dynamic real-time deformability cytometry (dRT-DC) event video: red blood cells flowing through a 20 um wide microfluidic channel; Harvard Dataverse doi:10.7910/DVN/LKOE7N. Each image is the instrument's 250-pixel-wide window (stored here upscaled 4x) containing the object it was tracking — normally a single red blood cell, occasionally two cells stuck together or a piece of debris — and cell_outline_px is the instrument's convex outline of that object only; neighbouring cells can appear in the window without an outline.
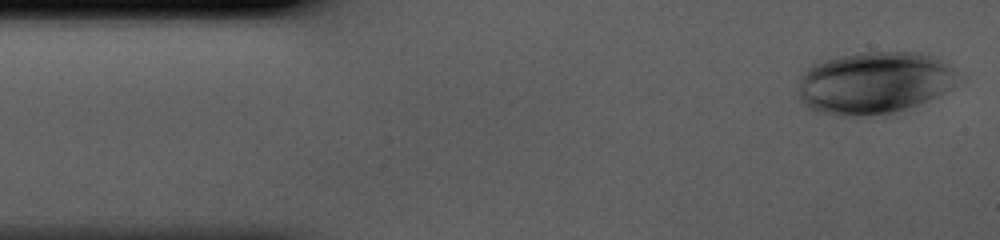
{"species": "human", "species_latin": "Homo sapiens", "temperature_condition": "cold", "stored_images_in_passage": 41, "camera_frame_rate_fps": 3000, "um_per_image_px": 0.085, "donor": {"sex": "male"}, "frame": {"image": 1, "passage_image": 1, "time_ms": 0.0, "image_size_px": [1000, 240], "cell_outline_px": [[964, 80], [952, 88], [928, 100], [892, 112], [856, 116], [832, 116], [816, 112], [808, 108], [800, 100], [800, 76], [812, 64], [824, 60], [860, 52], [916, 52], [940, 60], [948, 64]], "centroid_in_image_um": [74.31, 7.04], "position_along_channel_um": 10.7, "area_um2": 57.8}}
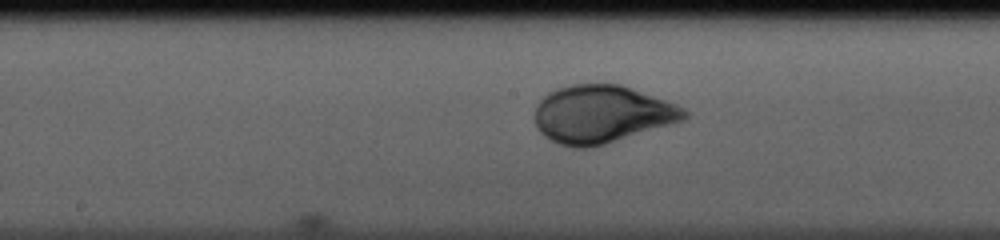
{"frame": {"image": 2, "passage_image": 20, "time_ms": 6.333, "image_size_px": [1000, 240], "cell_outline_px": [[688, 116], [684, 120], [604, 144], [588, 148], [572, 148], [560, 144], [544, 136], [536, 128], [536, 104], [548, 92], [556, 88], [572, 84], [620, 84], [676, 104], [684, 108], [688, 112]], "centroid_in_image_um": [51.13, 9.7], "position_along_channel_um": 197.1, "area_um2": 50.05}}
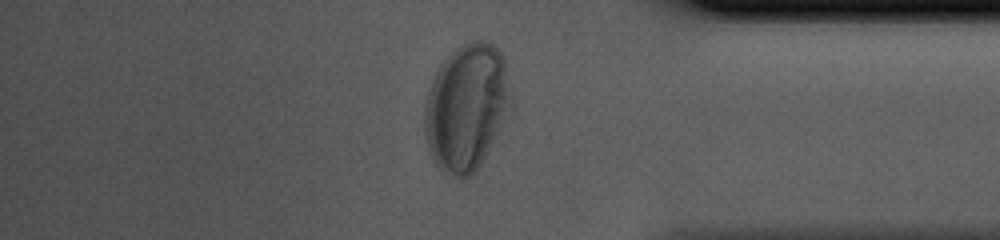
{"frame": {"image": 3, "passage_image": 35, "time_ms": 11.333, "image_size_px": [1000, 240], "cell_outline_px": [[512, 108], [476, 172], [472, 176], [464, 180], [440, 172], [436, 168], [428, 148], [424, 128], [424, 116], [428, 92], [436, 72], [440, 64], [452, 52], [464, 44], [472, 40], [488, 40], [504, 56], [512, 96]], "centroid_in_image_um": [39.67, 9.15], "position_along_channel_um": 395.5, "area_um2": 64.39}}